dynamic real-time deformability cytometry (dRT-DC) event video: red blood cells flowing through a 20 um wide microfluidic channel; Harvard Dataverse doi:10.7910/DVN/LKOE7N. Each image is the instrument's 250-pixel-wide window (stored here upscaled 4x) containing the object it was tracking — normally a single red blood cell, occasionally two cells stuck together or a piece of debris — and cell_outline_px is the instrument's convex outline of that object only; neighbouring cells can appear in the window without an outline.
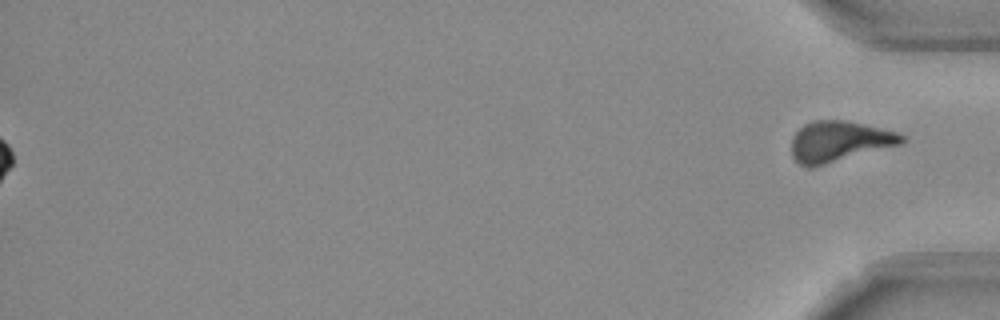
{"species": "Egyptian fruit bat (a non-hibernating species)", "species_latin": "Rousettus aegyptiacus", "temperature_condition": "room temperature", "stored_images_in_passage": 38, "segment_of_instrument_passage": [2, 2], "camera_frame_rate_fps": 3000, "um_per_image_px": 0.085, "frame": {"image": 1, "passage_image": 38, "time_ms": 12.333, "image_size_px": [1000, 320], "cell_outline_px": [[908, 140], [904, 144], [812, 168], [808, 168], [800, 164], [792, 156], [792, 136], [804, 124], [812, 120], [844, 120], [864, 124], [900, 132], [908, 136]], "centroid_in_image_um": [71.41, 12.02], "position_along_channel_um": 363.8, "area_um2": 26.76}}